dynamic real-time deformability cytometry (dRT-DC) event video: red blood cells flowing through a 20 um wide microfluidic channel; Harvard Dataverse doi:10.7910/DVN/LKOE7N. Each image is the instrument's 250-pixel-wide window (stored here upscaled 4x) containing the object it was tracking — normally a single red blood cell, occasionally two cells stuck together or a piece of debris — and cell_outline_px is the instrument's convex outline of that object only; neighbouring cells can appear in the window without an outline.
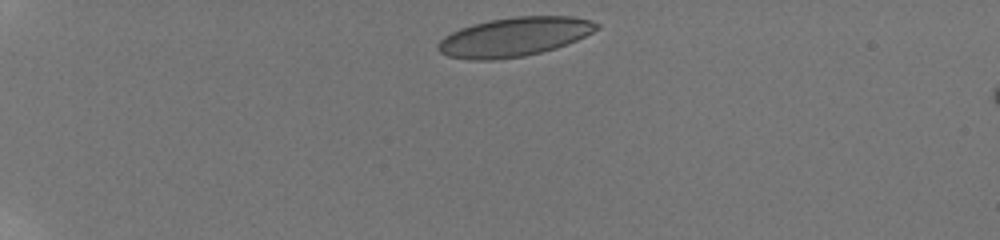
{"species": "human", "species_latin": "Homo sapiens", "temperature_condition": "room temperature", "stored_images_in_passage": 20, "camera_frame_rate_fps": 3000, "um_per_image_px": 0.085, "donor": {"sex": "male"}, "frame": {"image": 1, "passage_image": 1, "time_ms": 0.0, "image_size_px": [1000, 240], "cell_outline_px": [[600, 28], [576, 40], [556, 48], [524, 56], [492, 60], [468, 60], [448, 56], [440, 52], [436, 48], [436, 44], [444, 36], [460, 28], [492, 20], [516, 16], [572, 16], [588, 20], [600, 24]], "centroid_in_image_um": [43.69, 3.14], "position_along_channel_um": 41.3, "area_um2": 35.89}}
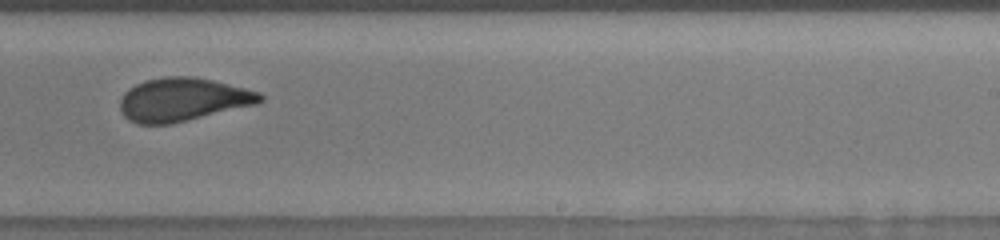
{"frame": {"image": 2, "passage_image": 13, "time_ms": 8.0, "image_size_px": [1000, 240], "cell_outline_px": [[264, 100], [256, 104], [172, 124], [136, 124], [128, 120], [124, 116], [120, 108], [120, 100], [124, 92], [136, 84], [144, 80], [164, 76], [192, 76], [212, 80], [260, 92], [264, 96]], "centroid_in_image_um": [15.51, 8.46], "position_along_channel_um": 273.5, "area_um2": 35.43}}
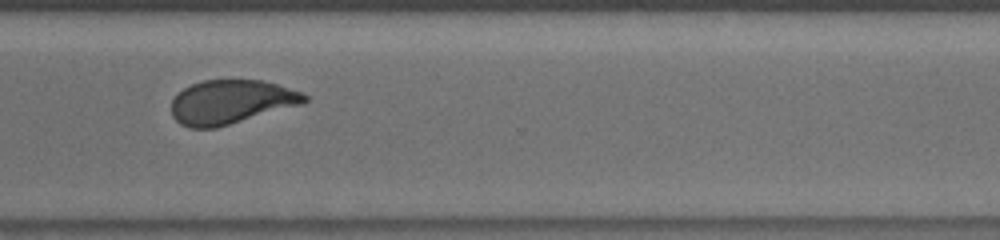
{"frame": {"image": 3, "passage_image": 15, "time_ms": 10.0, "image_size_px": [1000, 240], "cell_outline_px": [[308, 100], [304, 104], [216, 128], [188, 128], [180, 124], [172, 116], [172, 100], [184, 88], [192, 84], [204, 80], [264, 80], [304, 92], [308, 96]], "centroid_in_image_um": [19.68, 8.67], "position_along_channel_um": 350.9, "area_um2": 34.33}, "authors_computed_cell_mechanics": {"area_um2": 35.8649, "velocity_mm_per_s": 3.8719, "shape_relaxation_time_tau1_ms": 5.3807, "shape_relaxation_time_tau2_ms": 1.1374, "deformation_change_tau1": 0.1547, "deformation_change_tau2": 0.0764}}